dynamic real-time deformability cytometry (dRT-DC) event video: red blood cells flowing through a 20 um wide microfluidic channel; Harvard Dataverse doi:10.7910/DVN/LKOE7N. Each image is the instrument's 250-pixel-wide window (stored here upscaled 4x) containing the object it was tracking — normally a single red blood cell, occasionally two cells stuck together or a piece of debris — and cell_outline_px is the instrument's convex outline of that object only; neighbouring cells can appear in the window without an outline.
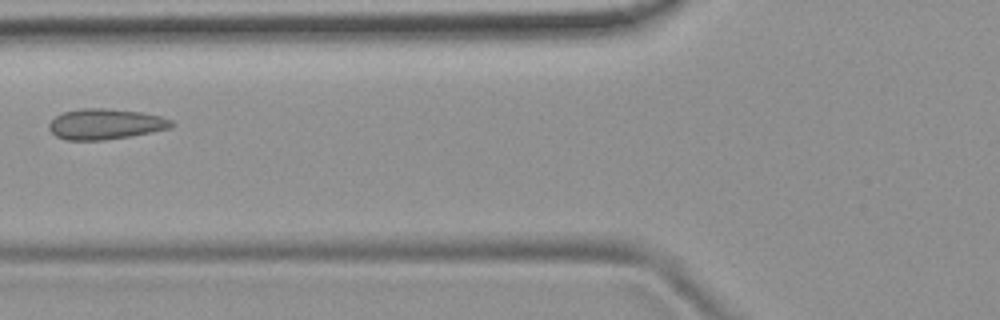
{"species": "common noctule bat (a hibernating species)", "species_latin": "Nyctalus noctula", "temperature_condition": "room temperature", "stored_images_in_passage": 6, "camera_frame_rate_fps": 3000, "um_per_image_px": 0.085, "animal": {"sex": "female", "body_mass_g": 19.9}, "frame": {"image": 1, "passage_image": 5, "time_ms": 5.0, "image_size_px": [1000, 320], "cell_outline_px": [[176, 124], [172, 128], [152, 132], [104, 140], [68, 140], [56, 136], [48, 128], [48, 124], [56, 116], [64, 112], [80, 108], [104, 108], [140, 112], [160, 116], [172, 120]], "centroid_in_image_um": [8.98, 10.54], "position_along_channel_um": 116.8, "area_um2": 21.79}}
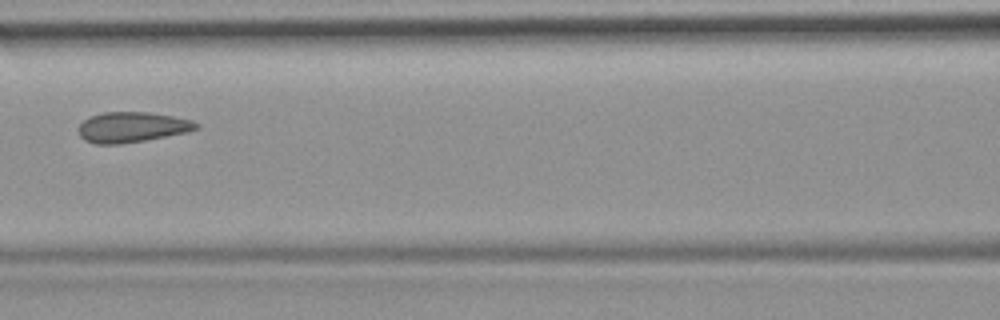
{"frame": {"image": 2, "passage_image": 6, "time_ms": 6.0, "image_size_px": [1000, 320], "cell_outline_px": [[200, 128], [188, 132], [144, 140], [120, 144], [96, 144], [84, 140], [80, 136], [80, 124], [88, 116], [104, 112], [148, 112], [172, 116], [192, 120], [200, 124]], "centroid_in_image_um": [11.24, 10.8], "position_along_channel_um": 155.4, "area_um2": 20.81}}